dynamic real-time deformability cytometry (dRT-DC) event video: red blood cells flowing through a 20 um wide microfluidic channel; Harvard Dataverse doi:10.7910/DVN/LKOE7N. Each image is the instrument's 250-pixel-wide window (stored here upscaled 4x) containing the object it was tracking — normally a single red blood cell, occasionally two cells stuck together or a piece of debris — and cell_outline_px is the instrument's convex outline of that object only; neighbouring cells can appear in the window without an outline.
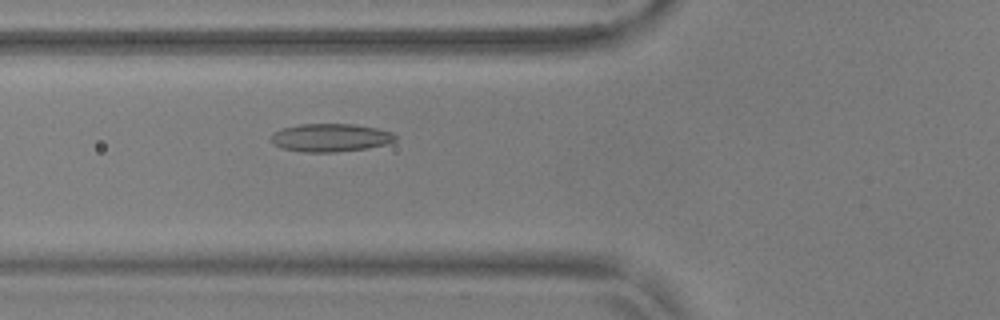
{"species": "common noctule bat (a hibernating species)", "species_latin": "Nyctalus noctula", "temperature_condition": "warm", "stored_images_in_passage": 29, "camera_frame_rate_fps": 3000, "um_per_image_px": 0.085, "animal": {"sex": "male", "body_mass_g": 17.9, "forearm_length_mm": 54.2}, "frame": {"image": 1, "passage_image": 12, "time_ms": 3.667, "image_size_px": [1000, 320], "cell_outline_px": [[396, 140], [388, 144], [368, 148], [336, 152], [304, 152], [284, 148], [276, 144], [272, 140], [272, 136], [276, 132], [284, 128], [300, 124], [356, 124], [376, 128], [392, 132], [396, 136]], "centroid_in_image_um": [28.17, 11.7], "position_along_channel_um": 97.6, "area_um2": 20.11}}
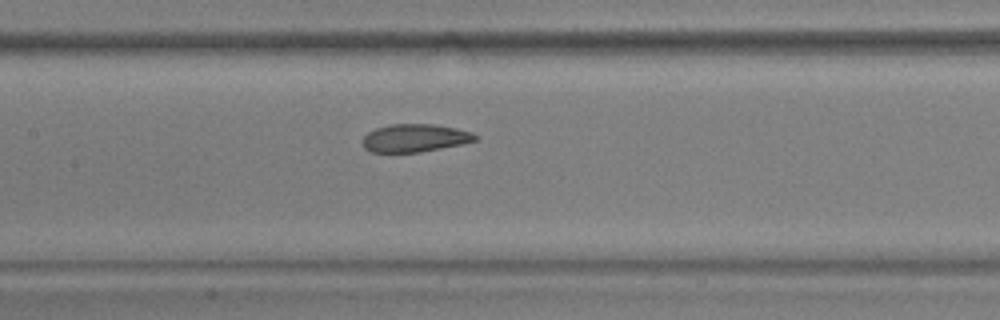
{"frame": {"image": 2, "passage_image": 18, "time_ms": 5.667, "image_size_px": [1000, 320], "cell_outline_px": [[476, 140], [460, 144], [420, 152], [372, 152], [364, 148], [364, 136], [368, 132], [376, 128], [388, 124], [432, 124], [456, 128], [472, 132], [476, 136]], "centroid_in_image_um": [35.24, 11.72], "position_along_channel_um": 172.2, "area_um2": 18.09}}
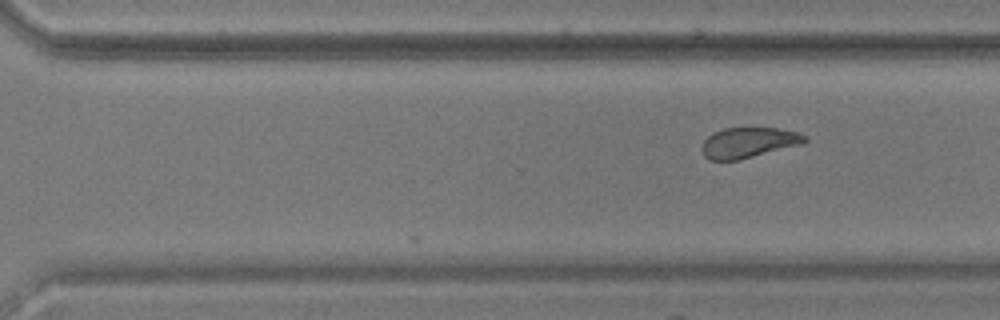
{"frame": {"image": 3, "passage_image": 29, "time_ms": 9.333, "image_size_px": [1000, 320], "cell_outline_px": [[808, 140], [804, 144], [740, 160], [712, 160], [704, 156], [704, 140], [712, 132], [724, 128], [776, 128], [796, 132], [804, 136]], "centroid_in_image_um": [63.66, 12.12], "position_along_channel_um": 306.9, "area_um2": 18.15}}